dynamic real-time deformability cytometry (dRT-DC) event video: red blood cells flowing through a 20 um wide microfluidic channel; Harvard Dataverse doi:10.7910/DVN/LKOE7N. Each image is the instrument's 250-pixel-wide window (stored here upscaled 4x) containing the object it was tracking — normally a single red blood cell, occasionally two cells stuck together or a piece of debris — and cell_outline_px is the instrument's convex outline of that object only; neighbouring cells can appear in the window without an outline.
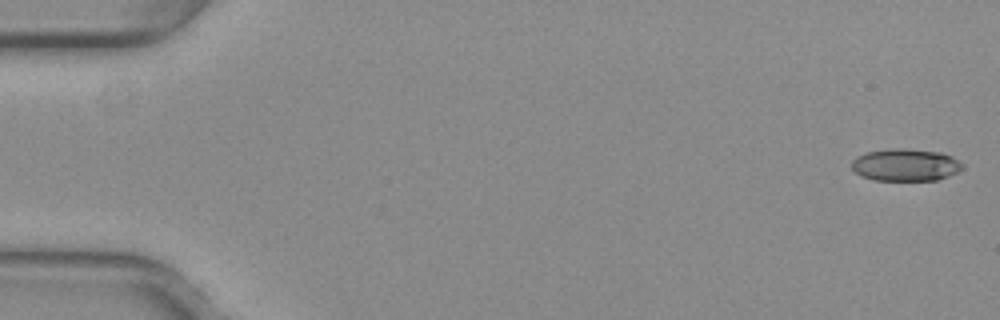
{"species": "common noctule bat (a hibernating species)", "species_latin": "Nyctalus noctula", "temperature_condition": "warm", "stored_images_in_passage": 52, "camera_frame_rate_fps": 3000, "um_per_image_px": 0.085, "animal": {"sex": "female", "body_mass_g": 29.2, "forearm_length_mm": 56.3}, "frame": {"image": 1, "passage_image": 1, "time_ms": 0.0, "image_size_px": [1000, 320], "cell_outline_px": [[964, 168], [960, 172], [936, 180], [872, 180], [860, 176], [852, 168], [852, 160], [856, 156], [868, 152], [892, 148], [908, 148], [940, 152], [952, 156], [964, 164]], "centroid_in_image_um": [77.0, 14.01], "position_along_channel_um": 8.0, "area_um2": 21.1}}
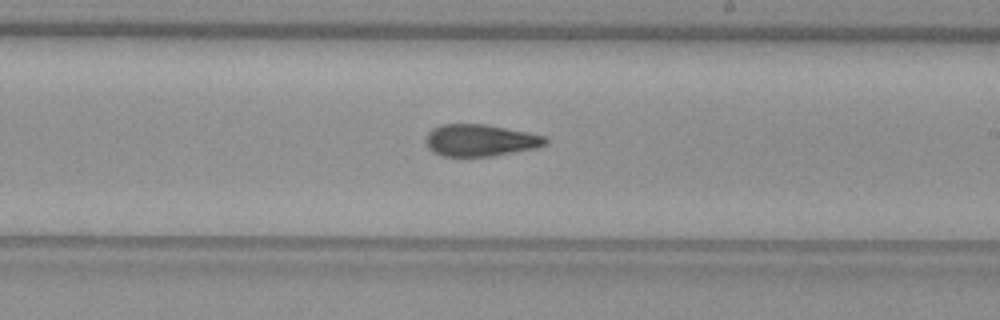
{"frame": {"image": 2, "passage_image": 31, "time_ms": 10.0, "image_size_px": [1000, 320], "cell_outline_px": [[548, 140], [544, 144], [536, 148], [492, 156], [444, 156], [432, 152], [428, 148], [428, 132], [432, 128], [440, 124], [484, 124], [528, 132], [544, 136]], "centroid_in_image_um": [40.81, 11.92], "position_along_channel_um": 248.2, "area_um2": 22.02}}
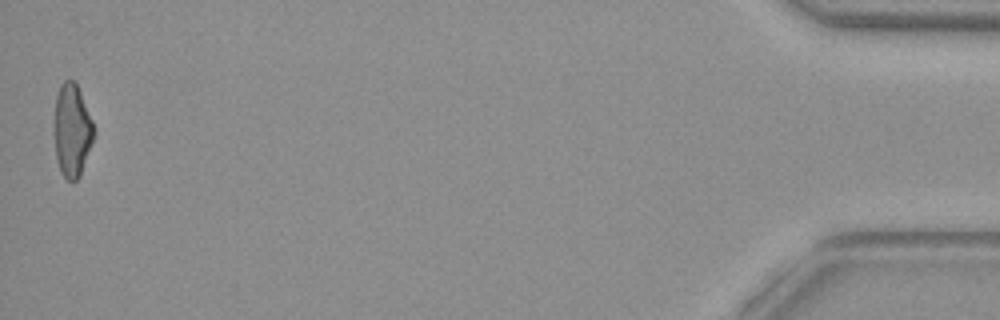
{"frame": {"image": 3, "passage_image": 52, "time_ms": 17.0, "image_size_px": [1000, 320], "cell_outline_px": [[92, 140], [80, 176], [76, 180], [68, 180], [60, 172], [56, 160], [56, 96], [60, 84], [64, 80], [72, 80], [76, 84], [80, 92], [92, 120]], "centroid_in_image_um": [6.12, 11.09], "position_along_channel_um": 429.1, "area_um2": 20.52}, "authors_computed_cell_mechanics": {"area_um2": 22.0218, "velocity_mm_per_s": 3.9899, "shape_relaxation_time_tau1_ms": null, "shape_relaxation_time_tau2_ms": 1.8814, "deformation_change_tau1": null, "deformation_change_tau2": 0.094}}